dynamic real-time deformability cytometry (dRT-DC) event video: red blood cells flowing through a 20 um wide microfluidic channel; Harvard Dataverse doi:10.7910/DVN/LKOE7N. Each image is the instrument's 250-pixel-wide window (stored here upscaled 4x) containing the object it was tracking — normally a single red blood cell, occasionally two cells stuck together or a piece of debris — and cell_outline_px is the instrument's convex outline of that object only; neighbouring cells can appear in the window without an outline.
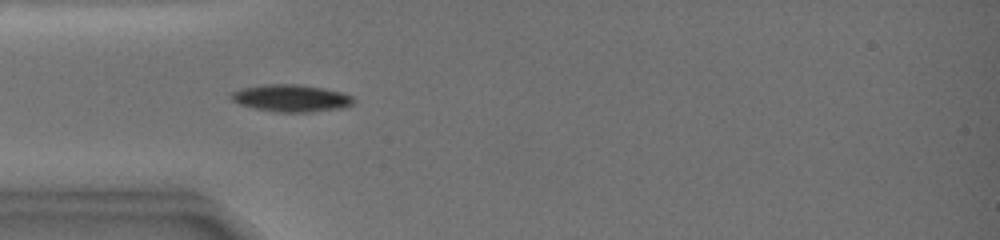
{"species": "common noctule bat (a hibernating species)", "species_latin": "Nyctalus noctula", "temperature_condition": "warm", "stored_images_in_passage": 17, "camera_frame_rate_fps": 3000, "um_per_image_px": 0.085, "animal": {"sex": "female", "body_mass_g": 19.0, "forearm_length_mm": 51.5}, "frame": {"image": 1, "passage_image": 5, "time_ms": 5.0, "image_size_px": [1000, 240], "cell_outline_px": [[352, 104], [336, 108], [312, 112], [280, 112], [256, 108], [240, 104], [232, 100], [232, 92], [244, 88], [272, 84], [292, 84], [320, 88], [336, 92], [348, 96], [352, 100]], "centroid_in_image_um": [24.67, 8.35], "position_along_channel_um": 60.3, "area_um2": 18.32}}
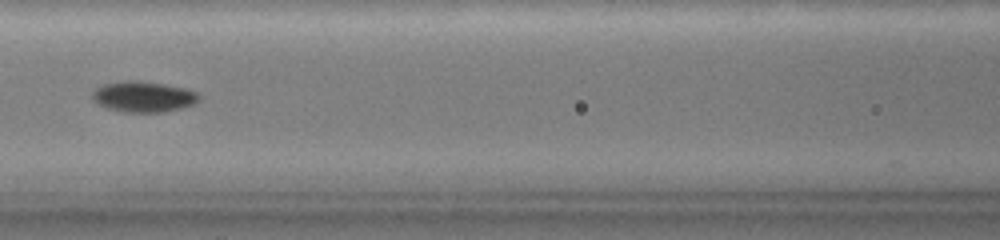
{"frame": {"image": 2, "passage_image": 10, "time_ms": 7.667, "image_size_px": [1000, 240], "cell_outline_px": [[196, 100], [192, 104], [180, 108], [160, 112], [124, 112], [108, 108], [100, 104], [92, 96], [104, 84], [160, 84], [180, 88], [196, 92]], "centroid_in_image_um": [12.21, 8.29], "position_along_channel_um": 154.4, "area_um2": 17.17}}
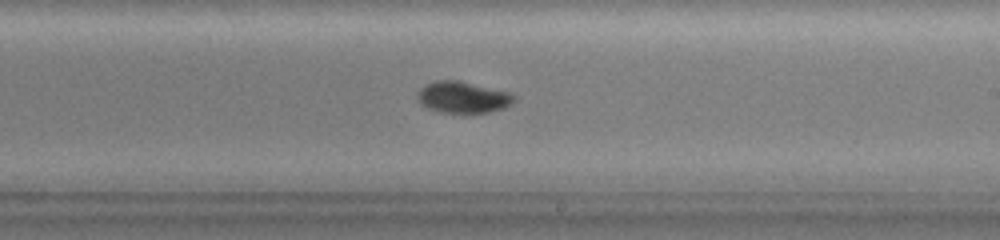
{"frame": {"image": 3, "passage_image": 16, "time_ms": 10.333, "image_size_px": [1000, 240], "cell_outline_px": [[512, 100], [508, 104], [500, 108], [488, 112], [444, 112], [428, 108], [416, 96], [420, 88], [436, 80], [460, 80], [508, 92], [512, 96]], "centroid_in_image_um": [39.28, 8.24], "position_along_channel_um": 249.7, "area_um2": 16.99}}